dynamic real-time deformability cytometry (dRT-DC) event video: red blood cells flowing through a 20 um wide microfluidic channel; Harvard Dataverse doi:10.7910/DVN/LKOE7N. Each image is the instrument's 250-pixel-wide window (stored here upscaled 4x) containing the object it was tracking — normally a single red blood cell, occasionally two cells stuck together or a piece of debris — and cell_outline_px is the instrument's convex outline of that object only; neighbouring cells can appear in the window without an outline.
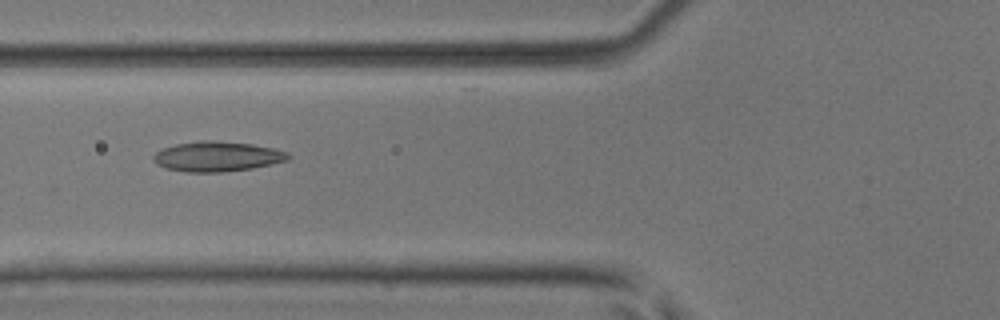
{"species": "common noctule bat (a hibernating species)", "species_latin": "Nyctalus noctula", "temperature_condition": "room temperature", "stored_images_in_passage": 5, "camera_frame_rate_fps": 3000, "um_per_image_px": 0.085, "animal": {"sex": "male", "body_mass_g": 17.9, "forearm_length_mm": 54.2}, "frame": {"image": 1, "passage_image": 5, "time_ms": 1.333, "image_size_px": [1000, 320], "cell_outline_px": [[292, 156], [288, 160], [252, 168], [220, 172], [184, 172], [164, 168], [156, 164], [152, 160], [152, 156], [156, 152], [164, 148], [176, 144], [200, 140], [212, 140], [252, 144], [272, 148], [288, 152]], "centroid_in_image_um": [18.43, 13.3], "position_along_channel_um": 107.4, "area_um2": 23.64}}